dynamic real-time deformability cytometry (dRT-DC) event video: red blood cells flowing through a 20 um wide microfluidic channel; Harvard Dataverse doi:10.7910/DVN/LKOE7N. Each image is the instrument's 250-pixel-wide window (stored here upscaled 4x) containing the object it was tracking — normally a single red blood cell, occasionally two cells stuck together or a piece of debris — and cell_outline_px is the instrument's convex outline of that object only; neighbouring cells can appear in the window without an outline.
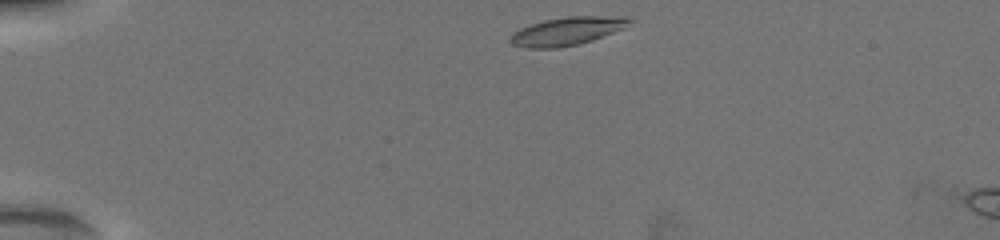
{"species": "common noctule bat (a hibernating species)", "species_latin": "Nyctalus noctula", "temperature_condition": "warm", "stored_images_in_passage": 11, "camera_frame_rate_fps": 3000, "um_per_image_px": 0.085, "animal": {"sex": "female", "body_mass_g": 19.5, "forearm_length_mm": 54.1}, "frame": {"image": 1, "passage_image": 1, "time_ms": 0.0, "image_size_px": [1000, 240], "cell_outline_px": [[632, 20], [624, 28], [592, 40], [576, 44], [556, 48], [528, 48], [512, 44], [508, 40], [520, 28], [544, 20], [564, 16], [628, 16]], "centroid_in_image_um": [48.22, 2.63], "position_along_channel_um": 36.8, "area_um2": 19.36}}
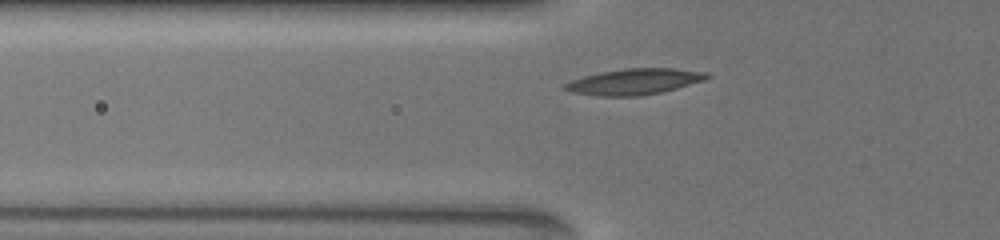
{"frame": {"image": 2, "passage_image": 5, "time_ms": 2.667, "image_size_px": [1000, 240], "cell_outline_px": [[712, 76], [704, 80], [676, 88], [660, 92], [636, 96], [600, 96], [572, 92], [560, 88], [564, 84], [572, 80], [584, 76], [600, 72], [624, 68], [672, 68], [704, 72]], "centroid_in_image_um": [53.88, 6.93], "position_along_channel_um": 71.9, "area_um2": 21.27}}
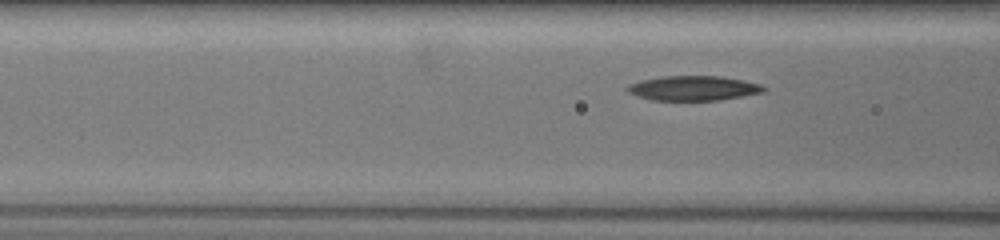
{"frame": {"image": 3, "passage_image": 8, "time_ms": 3.667, "image_size_px": [1000, 240], "cell_outline_px": [[768, 88], [764, 92], [720, 100], [652, 100], [628, 92], [624, 88], [628, 84], [640, 80], [660, 76], [720, 76], [760, 84]], "centroid_in_image_um": [58.91, 7.49], "position_along_channel_um": 107.7, "area_um2": 19.59}}